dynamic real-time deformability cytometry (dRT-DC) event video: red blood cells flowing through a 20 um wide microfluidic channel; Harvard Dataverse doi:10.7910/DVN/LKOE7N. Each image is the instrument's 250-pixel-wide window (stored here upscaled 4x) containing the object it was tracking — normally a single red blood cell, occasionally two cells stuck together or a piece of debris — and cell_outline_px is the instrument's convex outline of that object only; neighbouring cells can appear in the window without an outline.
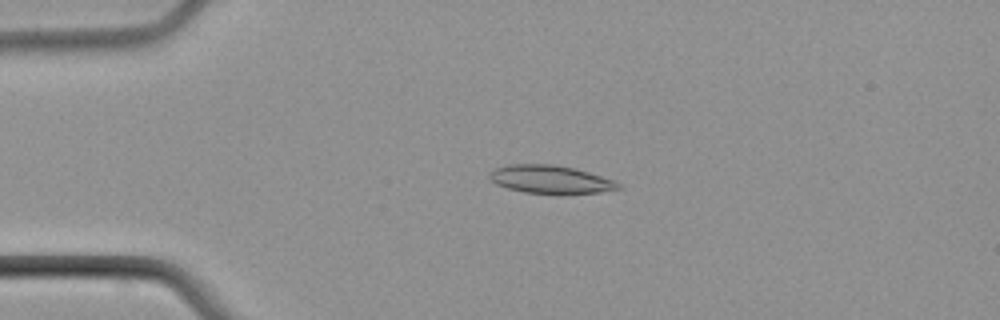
{"species": "common noctule bat (a hibernating species)", "species_latin": "Nyctalus noctula", "temperature_condition": "cold", "stored_images_in_passage": 5, "camera_frame_rate_fps": 3000, "um_per_image_px": 0.085, "animal": {"sex": "male", "body_mass_g": 21.5, "forearm_length_mm": 52.0}, "frame": {"image": 1, "passage_image": 4, "time_ms": 4.0, "image_size_px": [1000, 320], "cell_outline_px": [[620, 188], [600, 192], [524, 192], [508, 188], [496, 184], [488, 180], [488, 172], [496, 168], [508, 164], [552, 164], [572, 168], [588, 172], [616, 180], [620, 184]], "centroid_in_image_um": [46.72, 15.22], "position_along_channel_um": 38.3, "area_um2": 20.63}}
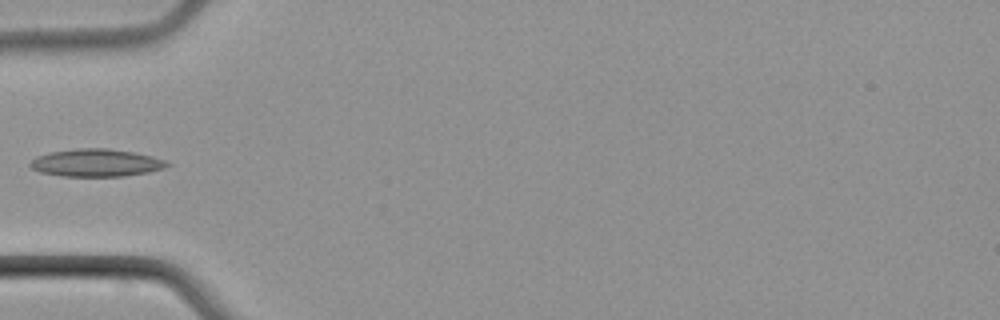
{"frame": {"image": 2, "passage_image": 5, "time_ms": 6.0, "image_size_px": [1000, 320], "cell_outline_px": [[172, 164], [164, 168], [148, 172], [124, 176], [60, 176], [40, 172], [32, 168], [28, 164], [36, 156], [52, 152], [76, 148], [108, 148], [132, 152], [152, 156], [164, 160]], "centroid_in_image_um": [8.17, 13.84], "position_along_channel_um": 76.8, "area_um2": 21.96}}